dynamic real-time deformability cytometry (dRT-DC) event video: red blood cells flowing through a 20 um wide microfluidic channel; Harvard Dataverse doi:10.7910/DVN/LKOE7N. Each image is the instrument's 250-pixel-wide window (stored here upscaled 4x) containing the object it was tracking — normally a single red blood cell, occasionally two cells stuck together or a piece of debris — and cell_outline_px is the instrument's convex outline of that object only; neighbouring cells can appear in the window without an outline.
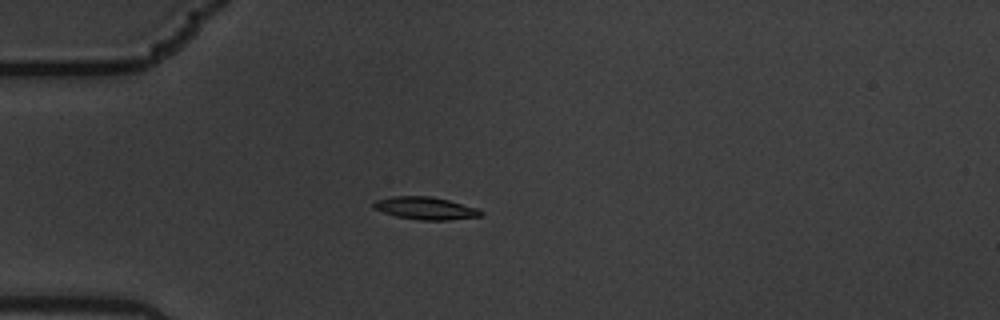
{"species": "common noctule bat (a hibernating species)", "species_latin": "Nyctalus noctula", "temperature_condition": "warm", "stored_images_in_passage": 9, "camera_frame_rate_fps": 3000, "um_per_image_px": 0.085, "animal": {"sex": "male", "body_mass_g": 19.5, "forearm_length_mm": 54.6}, "frame": {"image": 1, "passage_image": 2, "time_ms": 0.333, "image_size_px": [1000, 320], "cell_outline_px": [[484, 212], [480, 216], [448, 220], [420, 220], [396, 216], [372, 208], [372, 204], [376, 200], [392, 196], [432, 196], [448, 200], [476, 208]], "centroid_in_image_um": [36.13, 17.69], "position_along_channel_um": 48.9, "area_um2": 13.99}}
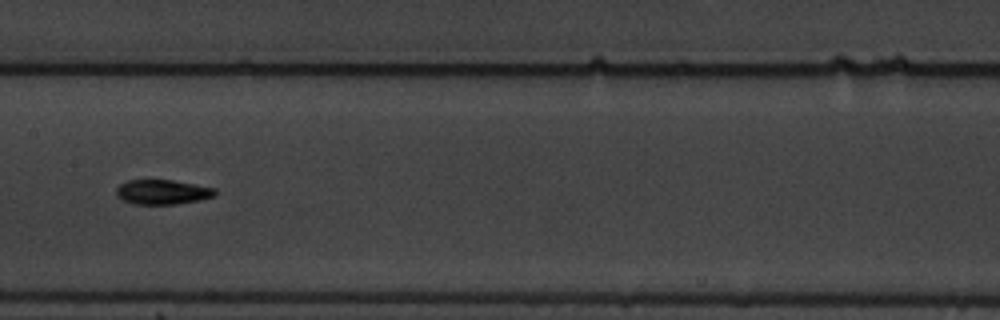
{"frame": {"image": 2, "passage_image": 6, "time_ms": 1.667, "image_size_px": [1000, 320], "cell_outline_px": [[216, 196], [200, 200], [176, 204], [136, 204], [124, 200], [116, 196], [116, 188], [120, 184], [128, 180], [172, 180], [216, 188]], "centroid_in_image_um": [13.83, 16.32], "position_along_channel_um": 193.6, "area_um2": 14.22}}
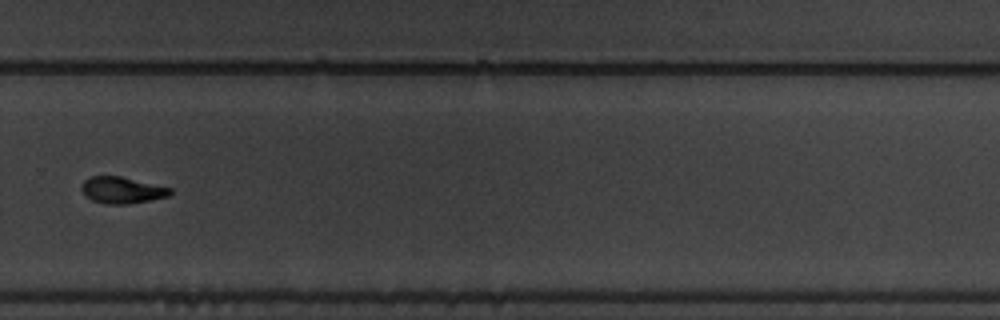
{"frame": {"image": 3, "passage_image": 9, "time_ms": 2.667, "image_size_px": [1000, 320], "cell_outline_px": [[172, 192], [168, 196], [128, 204], [108, 204], [92, 200], [80, 188], [84, 180], [92, 176], [120, 176], [172, 188]], "centroid_in_image_um": [10.37, 16.15], "position_along_channel_um": 319.4, "area_um2": 13.47}}